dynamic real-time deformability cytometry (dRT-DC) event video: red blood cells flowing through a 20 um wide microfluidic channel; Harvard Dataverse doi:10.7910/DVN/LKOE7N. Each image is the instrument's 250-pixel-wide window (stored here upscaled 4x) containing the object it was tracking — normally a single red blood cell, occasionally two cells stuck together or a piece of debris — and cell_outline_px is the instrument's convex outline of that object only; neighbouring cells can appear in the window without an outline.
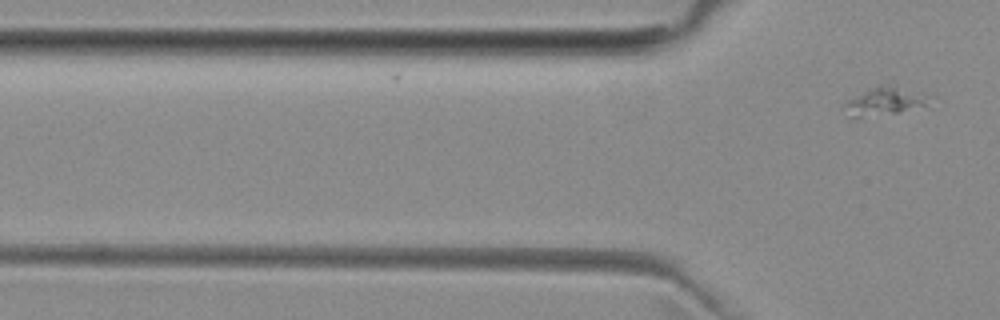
{"species": "common noctule bat (a hibernating species)", "species_latin": "Nyctalus noctula", "temperature_condition": "room temperature", "stored_images_in_passage": 2, "camera_frame_rate_fps": 3000, "um_per_image_px": 0.085, "animal": {"sex": "female", "body_mass_g": 29.2, "forearm_length_mm": 56.3}, "frame": {"image": 1, "passage_image": 2, "time_ms": 2.0, "image_size_px": [1000, 320], "cell_outline_px": [[924, 104], [896, 112], [860, 116], [852, 116], [844, 104], [844, 100], [876, 84], [880, 84], [920, 92]], "centroid_in_image_um": [75.0, 8.55], "position_along_channel_um": 50.8, "area_um2": 12.6}}